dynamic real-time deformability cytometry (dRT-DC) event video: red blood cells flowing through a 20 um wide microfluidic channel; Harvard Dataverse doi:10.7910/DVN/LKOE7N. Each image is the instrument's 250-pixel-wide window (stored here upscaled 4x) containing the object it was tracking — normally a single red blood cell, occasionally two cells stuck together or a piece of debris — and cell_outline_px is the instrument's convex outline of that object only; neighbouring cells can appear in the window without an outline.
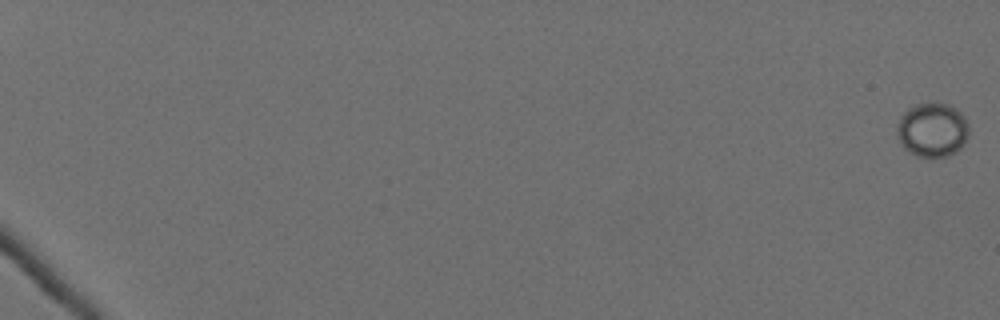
{"species": "Egyptian fruit bat (a non-hibernating species)", "species_latin": "Rousettus aegyptiacus", "temperature_condition": "cold", "stored_images_in_passage": 17, "camera_frame_rate_fps": 3000, "um_per_image_px": 0.085, "animal": {"sex": "female"}, "frame": {"image": 1, "passage_image": 1, "time_ms": 0.0, "image_size_px": [1000, 320], "cell_outline_px": [[968, 136], [964, 144], [956, 152], [948, 156], [928, 160], [916, 156], [908, 152], [904, 148], [896, 132], [896, 128], [900, 116], [908, 108], [916, 104], [948, 104], [956, 108], [964, 116], [968, 124]], "centroid_in_image_um": [79.25, 11.09], "position_along_channel_um": 5.8, "area_um2": 23.12}}